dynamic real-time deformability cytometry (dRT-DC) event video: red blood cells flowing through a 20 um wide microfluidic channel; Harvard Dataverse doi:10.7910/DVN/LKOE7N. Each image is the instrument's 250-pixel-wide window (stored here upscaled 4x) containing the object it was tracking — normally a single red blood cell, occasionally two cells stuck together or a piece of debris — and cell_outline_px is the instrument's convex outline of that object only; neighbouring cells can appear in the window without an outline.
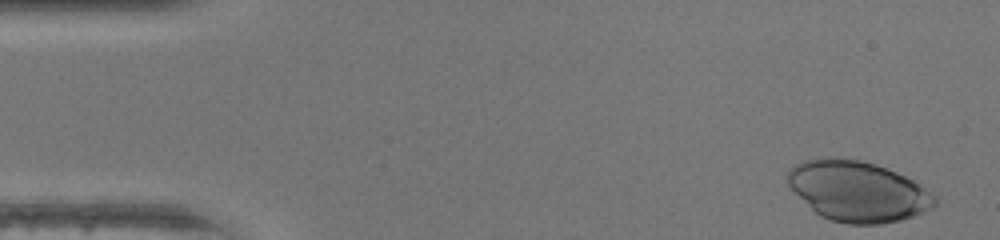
{"species": "human", "species_latin": "Homo sapiens", "temperature_condition": "warm", "stored_images_in_passage": 45, "camera_frame_rate_fps": 3000, "um_per_image_px": 0.085, "donor": {"sex": "female"}, "frame": {"image": 1, "passage_image": 1, "time_ms": 0.0, "image_size_px": [1000, 240], "cell_outline_px": [[936, 204], [932, 208], [912, 216], [900, 220], [880, 224], [848, 224], [832, 220], [820, 216], [788, 184], [788, 168], [804, 160], [828, 156], [860, 160], [876, 164], [888, 168], [912, 180], [936, 196]], "centroid_in_image_um": [72.91, 16.24], "position_along_channel_um": 12.1, "area_um2": 51.38}}
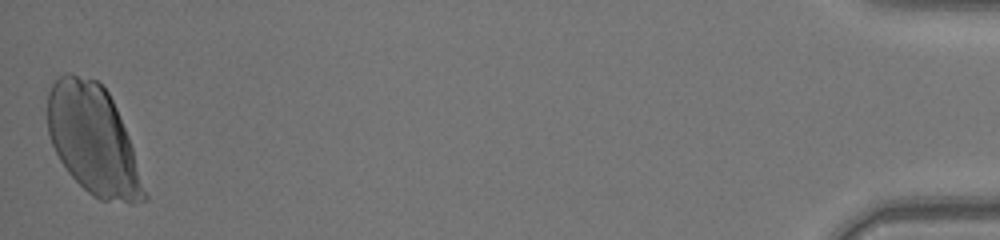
{"frame": {"image": 2, "passage_image": 45, "time_ms": 14.667, "image_size_px": [1000, 240], "cell_outline_px": [[148, 200], [132, 204], [100, 200], [92, 196], [68, 172], [60, 160], [52, 144], [48, 132], [48, 92], [52, 84], [64, 72], [72, 72], [96, 80], [108, 92], [116, 108], [128, 136], [148, 196]], "centroid_in_image_um": [7.92, 11.91], "position_along_channel_um": 427.3, "area_um2": 61.33}}